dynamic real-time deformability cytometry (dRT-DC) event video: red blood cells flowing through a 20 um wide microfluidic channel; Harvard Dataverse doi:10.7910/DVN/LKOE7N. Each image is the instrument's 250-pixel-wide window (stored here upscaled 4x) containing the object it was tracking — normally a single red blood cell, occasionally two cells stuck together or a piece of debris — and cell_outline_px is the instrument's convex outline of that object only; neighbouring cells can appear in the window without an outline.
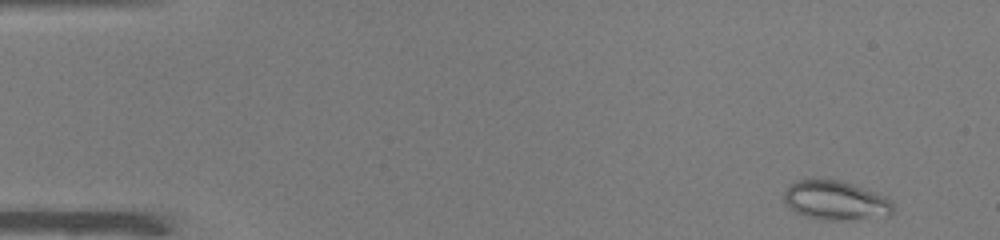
{"species": "common noctule bat (a hibernating species)", "species_latin": "Nyctalus noctula", "temperature_condition": "warm", "stored_images_in_passage": 49, "camera_frame_rate_fps": 3000, "um_per_image_px": 0.085, "animal": {"sex": "male", "body_mass_g": 19.0, "forearm_length_mm": 50.8}, "frame": {"image": 1, "passage_image": 2, "time_ms": 0.333, "image_size_px": [1000, 240], "cell_outline_px": [[892, 212], [864, 216], [832, 220], [828, 220], [808, 216], [792, 208], [784, 200], [784, 192], [792, 184], [800, 180], [836, 180], [852, 184], [884, 196], [892, 204]], "centroid_in_image_um": [70.95, 16.99], "position_along_channel_um": 14.1, "area_um2": 23.12}}
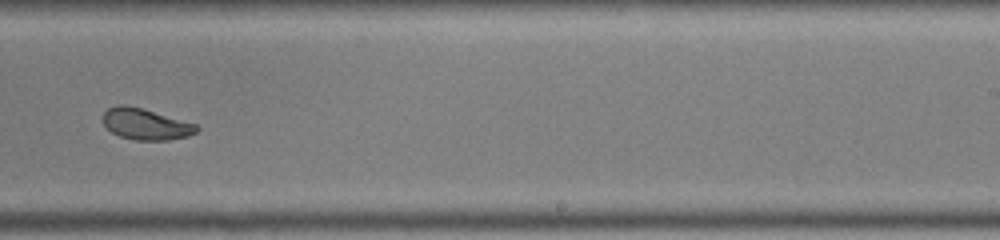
{"frame": {"image": 2, "passage_image": 31, "time_ms": 10.0, "image_size_px": [1000, 240], "cell_outline_px": [[200, 128], [196, 132], [188, 136], [168, 140], [136, 140], [120, 136], [112, 132], [104, 124], [104, 112], [108, 108], [120, 104], [124, 104], [140, 108], [196, 124]], "centroid_in_image_um": [12.39, 10.56], "position_along_channel_um": 276.6, "area_um2": 16.7}}
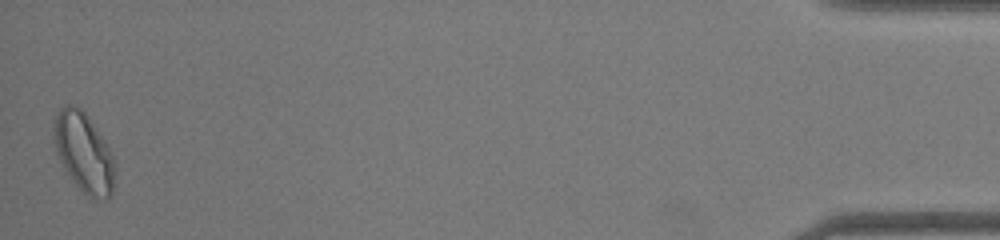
{"frame": {"image": 3, "passage_image": 49, "time_ms": 16.0, "image_size_px": [1000, 240], "cell_outline_px": [[116, 164], [112, 192], [108, 200], [96, 200], [88, 196], [76, 184], [68, 172], [56, 152], [52, 124], [60, 108], [68, 104], [72, 104], [80, 108], [88, 116], [104, 140]], "centroid_in_image_um": [7.14, 12.96], "position_along_channel_um": 428.1, "area_um2": 27.98}, "authors_computed_cell_mechanics": {"area_um2": 20.2878, "velocity_mm_per_s": 3.9841, "shape_relaxation_time_tau1_ms": null, "shape_relaxation_time_tau2_ms": 1.8687, "deformation_change_tau1": null, "deformation_change_tau2": 0.0591}}